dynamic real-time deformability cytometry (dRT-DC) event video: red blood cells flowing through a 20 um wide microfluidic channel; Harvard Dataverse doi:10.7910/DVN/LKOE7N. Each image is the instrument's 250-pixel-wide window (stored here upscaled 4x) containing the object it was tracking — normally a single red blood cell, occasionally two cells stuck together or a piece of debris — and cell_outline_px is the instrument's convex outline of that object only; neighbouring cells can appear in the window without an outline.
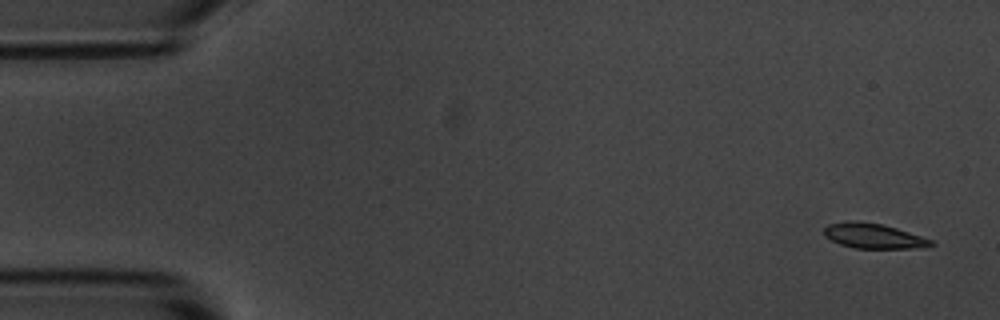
{"species": "common noctule bat (a hibernating species)", "species_latin": "Nyctalus noctula", "temperature_condition": "room temperature", "stored_images_in_passage": 8, "camera_frame_rate_fps": 3000, "um_per_image_px": 0.085, "animal": {"sex": "male", "body_mass_g": 20.1, "forearm_length_mm": 53.5}, "frame": {"image": 1, "passage_image": 1, "time_ms": 0.0, "image_size_px": [1000, 320], "cell_outline_px": [[936, 244], [920, 248], [856, 248], [840, 244], [824, 236], [824, 228], [828, 224], [884, 224], [932, 240]], "centroid_in_image_um": [74.32, 20.11], "position_along_channel_um": 10.7, "area_um2": 14.68}}
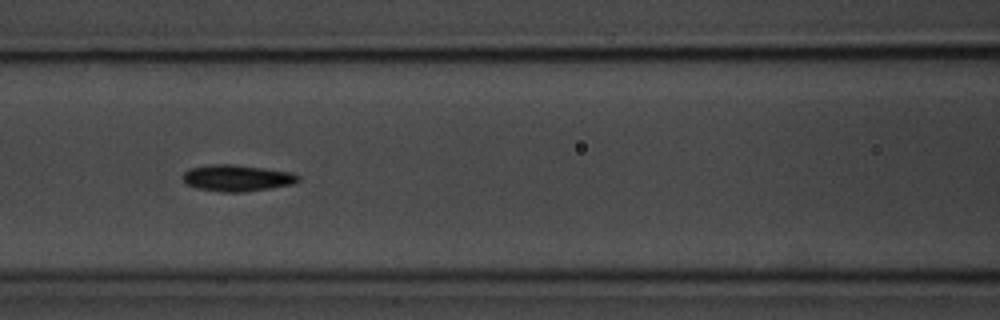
{"frame": {"image": 2, "passage_image": 7, "time_ms": 7.0, "image_size_px": [1000, 320], "cell_outline_px": [[300, 180], [292, 184], [272, 188], [244, 192], [220, 192], [196, 188], [184, 184], [180, 176], [188, 168], [208, 164], [232, 164], [264, 168], [292, 172], [300, 176]], "centroid_in_image_um": [20.09, 15.13], "position_along_channel_um": 146.5, "area_um2": 18.21}}
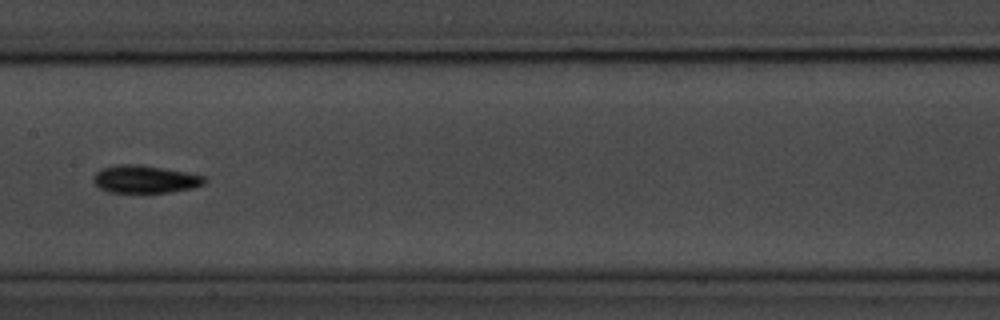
{"frame": {"image": 3, "passage_image": 8, "time_ms": 8.333, "image_size_px": [1000, 320], "cell_outline_px": [[208, 180], [204, 184], [192, 188], [168, 192], [108, 192], [100, 188], [92, 180], [92, 176], [100, 168], [116, 164], [140, 164], [188, 172], [204, 176]], "centroid_in_image_um": [12.31, 15.21], "position_along_channel_um": 195.1, "area_um2": 18.09}}